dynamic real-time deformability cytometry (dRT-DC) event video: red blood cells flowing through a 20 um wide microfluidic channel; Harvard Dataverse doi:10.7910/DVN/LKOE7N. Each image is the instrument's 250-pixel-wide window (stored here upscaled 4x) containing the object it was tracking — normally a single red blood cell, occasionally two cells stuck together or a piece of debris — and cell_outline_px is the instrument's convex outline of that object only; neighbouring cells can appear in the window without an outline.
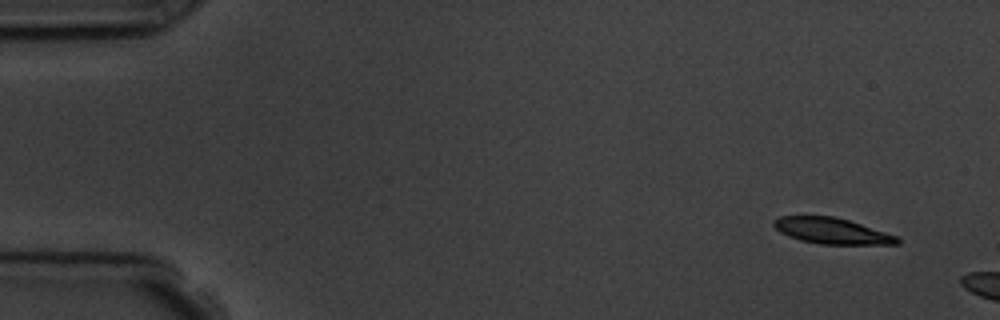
{"species": "common noctule bat (a hibernating species)", "species_latin": "Nyctalus noctula", "temperature_condition": "room temperature", "stored_images_in_passage": 3, "camera_frame_rate_fps": 3000, "um_per_image_px": 0.085, "animal": {"sex": "male", "body_mass_g": 19.5, "forearm_length_mm": 54.6}, "frame": {"image": 1, "passage_image": 1, "time_ms": 0.0, "image_size_px": [1000, 320], "cell_outline_px": [[900, 244], [820, 244], [800, 240], [788, 236], [780, 232], [772, 224], [772, 220], [780, 216], [832, 216], [848, 220], [900, 236]], "centroid_in_image_um": [70.72, 19.63], "position_along_channel_um": 14.3, "area_um2": 18.73}}